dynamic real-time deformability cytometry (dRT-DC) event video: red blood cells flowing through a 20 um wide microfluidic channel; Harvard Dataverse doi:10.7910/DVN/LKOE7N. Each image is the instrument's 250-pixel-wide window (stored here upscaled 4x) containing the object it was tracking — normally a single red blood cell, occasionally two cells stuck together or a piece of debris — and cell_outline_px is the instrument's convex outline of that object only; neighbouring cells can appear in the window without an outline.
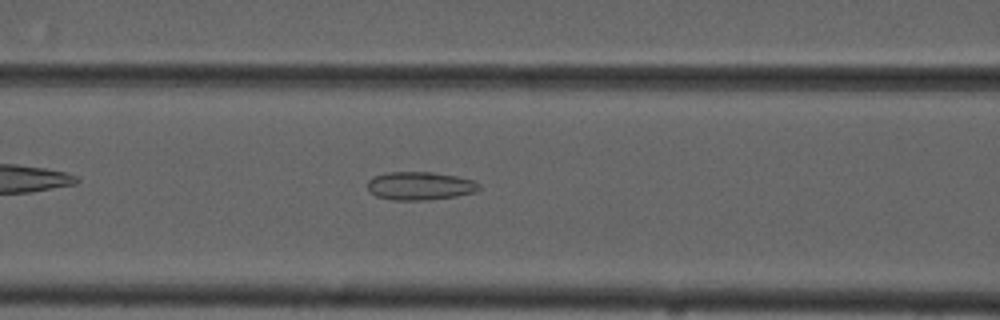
{"species": "common noctule bat (a hibernating species)", "species_latin": "Nyctalus noctula", "temperature_condition": "cold", "stored_images_in_passage": 42, "camera_frame_rate_fps": 3000, "um_per_image_px": 0.085, "animal": {"sex": "male", "forearm_length_mm": 52.5}, "frame": {"image": 1, "passage_image": 10, "time_ms": 3.0, "image_size_px": [1000, 320], "cell_outline_px": [[480, 188], [476, 192], [456, 196], [428, 200], [392, 200], [376, 196], [368, 192], [368, 180], [372, 176], [388, 172], [432, 172], [456, 176], [472, 180], [480, 184]], "centroid_in_image_um": [35.67, 15.8], "position_along_channel_um": 130.9, "area_um2": 18.5}}
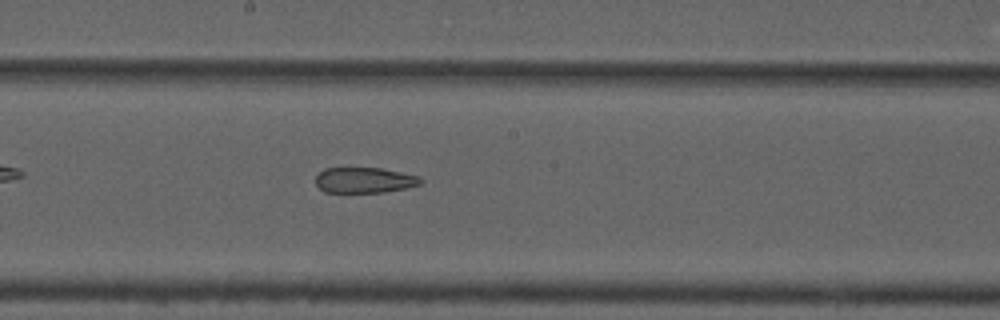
{"frame": {"image": 2, "passage_image": 17, "time_ms": 5.333, "image_size_px": [1000, 320], "cell_outline_px": [[424, 180], [420, 184], [404, 188], [384, 192], [324, 192], [316, 184], [316, 176], [324, 168], [384, 168], [420, 176]], "centroid_in_image_um": [31.0, 15.3], "position_along_channel_um": 217.2, "area_um2": 15.66}}
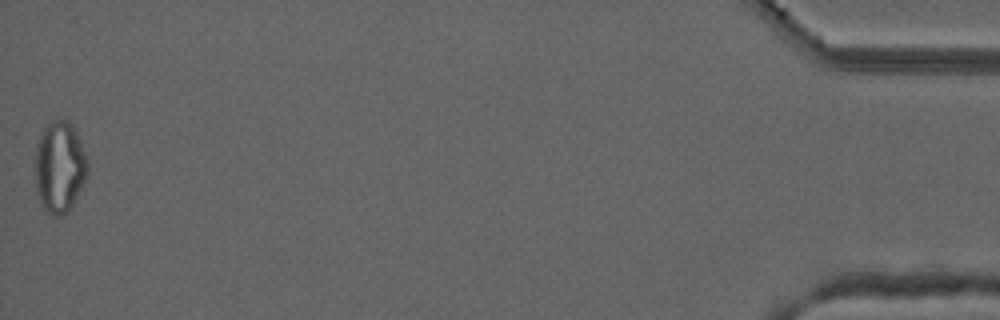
{"frame": {"image": 3, "passage_image": 42, "time_ms": 13.667, "image_size_px": [1000, 320], "cell_outline_px": [[88, 172], [68, 212], [56, 216], [48, 212], [40, 204], [36, 188], [36, 148], [40, 136], [44, 128], [52, 120], [60, 116], [64, 116], [72, 124], [80, 140], [88, 160]], "centroid_in_image_um": [5.07, 14.13], "position_along_channel_um": 430.1, "area_um2": 27.86}, "authors_computed_cell_mechanics": {"area_um2": 18.8139, "velocity_mm_per_s": 3.7064, "shape_relaxation_time_tau1_ms": null, "shape_relaxation_time_tau2_ms": 2.6243, "deformation_change_tau1": null, "deformation_change_tau2": 0.1094}}